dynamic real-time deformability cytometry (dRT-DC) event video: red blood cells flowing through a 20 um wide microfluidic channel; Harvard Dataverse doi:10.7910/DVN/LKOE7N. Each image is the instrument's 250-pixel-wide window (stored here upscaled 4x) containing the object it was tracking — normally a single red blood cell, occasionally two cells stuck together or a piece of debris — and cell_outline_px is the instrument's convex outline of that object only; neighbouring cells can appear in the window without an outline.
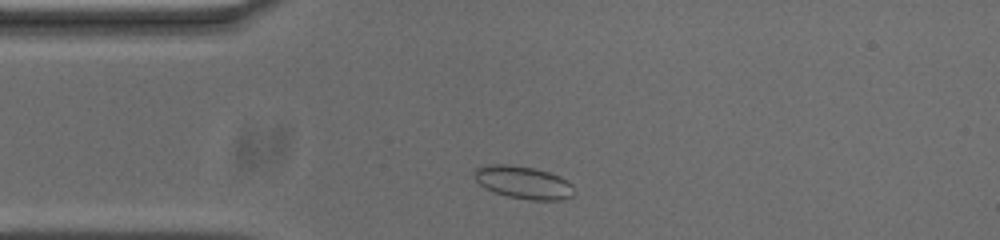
{"species": "common noctule bat (a hibernating species)", "species_latin": "Nyctalus noctula", "temperature_condition": "cold", "stored_images_in_passage": 35, "camera_frame_rate_fps": 3000, "um_per_image_px": 0.085, "animal": {"sex": "male", "body_mass_g": 20.0, "forearm_length_mm": 53.3}, "frame": {"image": 1, "passage_image": 3, "time_ms": 0.667, "image_size_px": [1000, 240], "cell_outline_px": [[572, 196], [560, 200], [528, 200], [508, 196], [484, 188], [472, 176], [472, 172], [476, 168], [488, 164], [508, 164], [532, 168], [548, 172], [560, 176], [572, 184]], "centroid_in_image_um": [44.44, 15.5], "position_along_channel_um": 40.6, "area_um2": 18.96}}
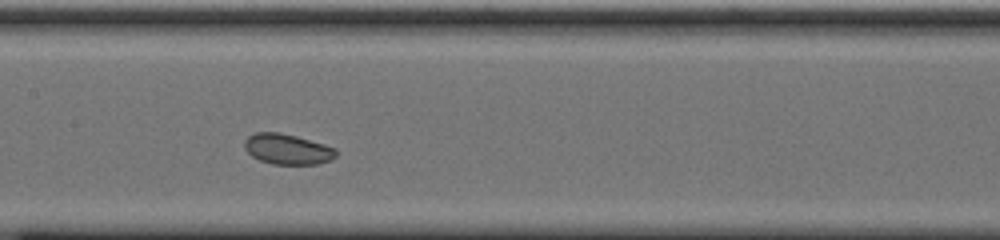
{"frame": {"image": 2, "passage_image": 16, "time_ms": 5.0, "image_size_px": [1000, 240], "cell_outline_px": [[336, 156], [328, 160], [316, 164], [272, 164], [260, 160], [252, 156], [244, 148], [244, 140], [248, 136], [256, 132], [280, 132], [296, 136], [324, 144], [336, 148]], "centroid_in_image_um": [24.4, 12.67], "position_along_channel_um": 183.0, "area_um2": 16.18}}
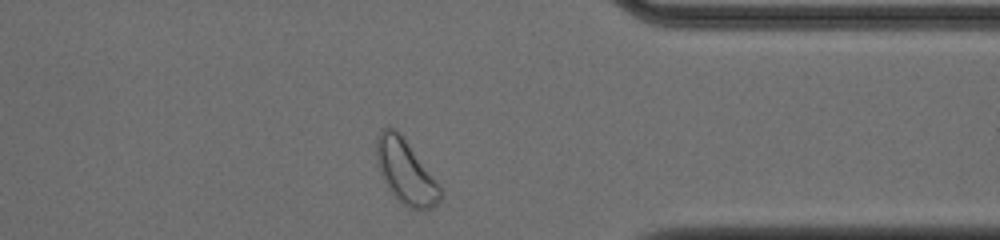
{"frame": {"image": 3, "passage_image": 33, "time_ms": 10.667, "image_size_px": [1000, 240], "cell_outline_px": [[444, 192], [440, 200], [432, 208], [424, 212], [420, 212], [408, 208], [400, 204], [396, 200], [388, 188], [376, 164], [376, 140], [380, 132], [384, 128], [396, 128], [400, 132], [440, 184]], "centroid_in_image_um": [34.51, 14.66], "position_along_channel_um": 376.9, "area_um2": 24.51}, "authors_computed_cell_mechanics": {"area_um2": 16.7042, "velocity_mm_per_s": 3.6514, "shape_relaxation_time_tau1_ms": 5.9156, "shape_relaxation_time_tau2_ms": null, "deformation_change_tau1": 0.0613, "deformation_change_tau2": null}}